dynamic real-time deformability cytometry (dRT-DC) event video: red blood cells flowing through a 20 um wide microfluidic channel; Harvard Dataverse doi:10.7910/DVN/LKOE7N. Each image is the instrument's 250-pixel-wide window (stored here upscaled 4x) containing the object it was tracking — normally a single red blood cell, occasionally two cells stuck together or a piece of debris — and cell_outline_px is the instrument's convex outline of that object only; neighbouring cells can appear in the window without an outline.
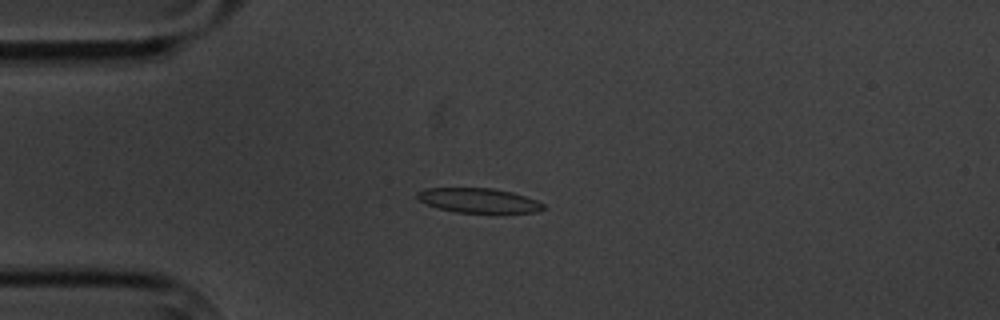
{"species": "common noctule bat (a hibernating species)", "species_latin": "Nyctalus noctula", "temperature_condition": "cold", "stored_images_in_passage": 9, "camera_frame_rate_fps": 3000, "um_per_image_px": 0.085, "animal": {"sex": "male", "body_mass_g": 20.1, "forearm_length_mm": 53.5}, "frame": {"image": 1, "passage_image": 2, "time_ms": 1.0, "image_size_px": [1000, 320], "cell_outline_px": [[544, 208], [540, 212], [456, 212], [440, 208], [428, 204], [420, 200], [416, 196], [416, 192], [424, 188], [492, 188], [512, 192], [536, 200], [544, 204]], "centroid_in_image_um": [40.67, 17.03], "position_along_channel_um": 44.3, "area_um2": 17.8}}
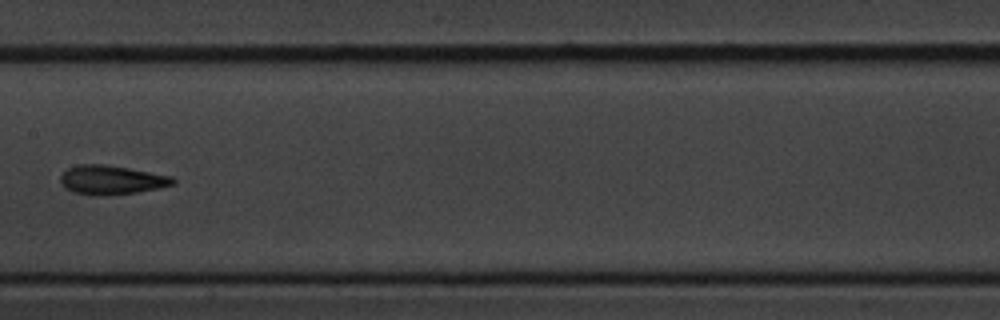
{"frame": {"image": 2, "passage_image": 6, "time_ms": 6.0, "image_size_px": [1000, 320], "cell_outline_px": [[176, 184], [160, 188], [136, 192], [104, 196], [92, 196], [72, 192], [64, 188], [60, 184], [60, 176], [68, 168], [80, 164], [104, 164], [128, 168], [172, 176], [176, 180]], "centroid_in_image_um": [9.46, 15.31], "position_along_channel_um": 197.9, "area_um2": 19.31}}
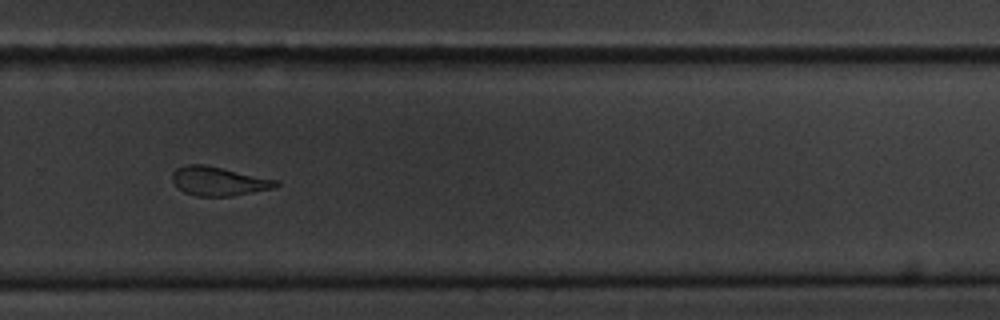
{"frame": {"image": 3, "passage_image": 9, "time_ms": 9.333, "image_size_px": [1000, 320], "cell_outline_px": [[280, 184], [272, 188], [232, 196], [196, 196], [184, 192], [172, 180], [172, 172], [176, 168], [188, 164], [204, 164], [280, 180]], "centroid_in_image_um": [18.59, 15.39], "position_along_channel_um": 311.2, "area_um2": 17.46}}